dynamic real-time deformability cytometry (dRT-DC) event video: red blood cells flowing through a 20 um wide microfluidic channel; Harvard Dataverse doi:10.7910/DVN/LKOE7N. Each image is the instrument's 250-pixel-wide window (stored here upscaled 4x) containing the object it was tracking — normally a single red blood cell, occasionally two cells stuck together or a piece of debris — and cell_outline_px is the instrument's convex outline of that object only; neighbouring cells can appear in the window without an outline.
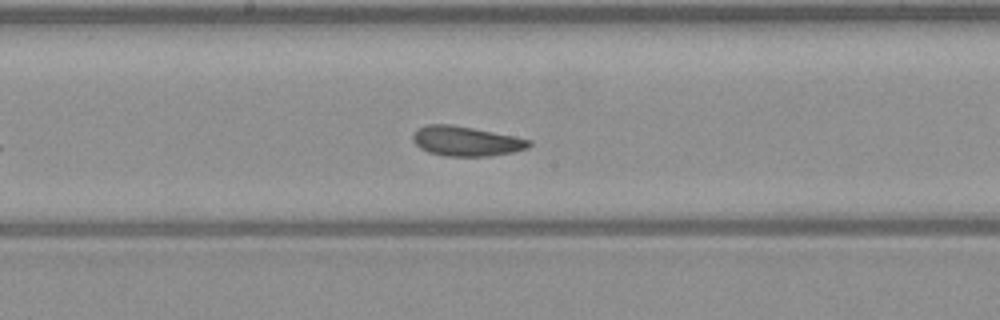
{"species": "common noctule bat (a hibernating species)", "species_latin": "Nyctalus noctula", "temperature_condition": "warm", "stored_images_in_passage": 39, "camera_frame_rate_fps": 3000, "um_per_image_px": 0.085, "animal": {"sex": "male", "body_mass_g": 23.1, "forearm_length_mm": 52.7}, "frame": {"image": 1, "passage_image": 17, "time_ms": 5.333, "image_size_px": [1000, 320], "cell_outline_px": [[532, 144], [528, 148], [512, 152], [488, 156], [444, 156], [428, 152], [420, 148], [412, 140], [412, 136], [416, 128], [428, 124], [452, 124], [532, 140]], "centroid_in_image_um": [39.58, 12.0], "position_along_channel_um": 208.6, "area_um2": 20.11}}
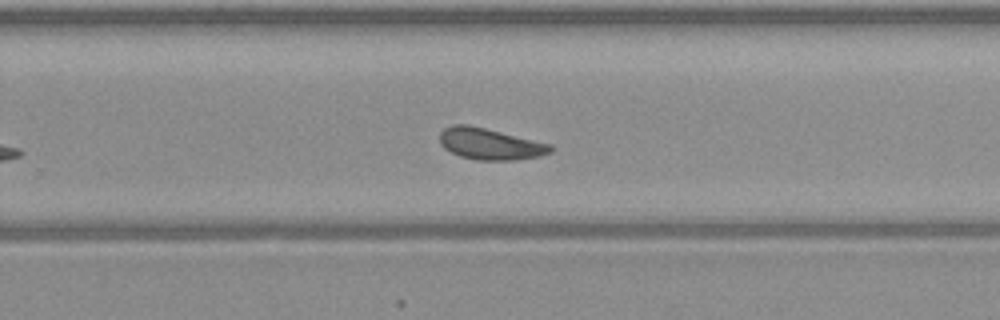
{"frame": {"image": 2, "passage_image": 23, "time_ms": 7.333, "image_size_px": [1000, 320], "cell_outline_px": [[556, 148], [552, 152], [540, 156], [516, 160], [476, 160], [460, 156], [444, 148], [440, 144], [440, 132], [444, 128], [452, 124], [468, 124], [552, 144]], "centroid_in_image_um": [41.68, 12.23], "position_along_channel_um": 288.1, "area_um2": 20.46}, "authors_computed_cell_mechanics": {"area_um2": 20.3456, "velocity_mm_per_s": 4.0063, "shape_relaxation_time_tau1_ms": 6.7577, "shape_relaxation_time_tau2_ms": 3.2101, "deformation_change_tau1": 0.1285, "deformation_change_tau2": 0.1006}}